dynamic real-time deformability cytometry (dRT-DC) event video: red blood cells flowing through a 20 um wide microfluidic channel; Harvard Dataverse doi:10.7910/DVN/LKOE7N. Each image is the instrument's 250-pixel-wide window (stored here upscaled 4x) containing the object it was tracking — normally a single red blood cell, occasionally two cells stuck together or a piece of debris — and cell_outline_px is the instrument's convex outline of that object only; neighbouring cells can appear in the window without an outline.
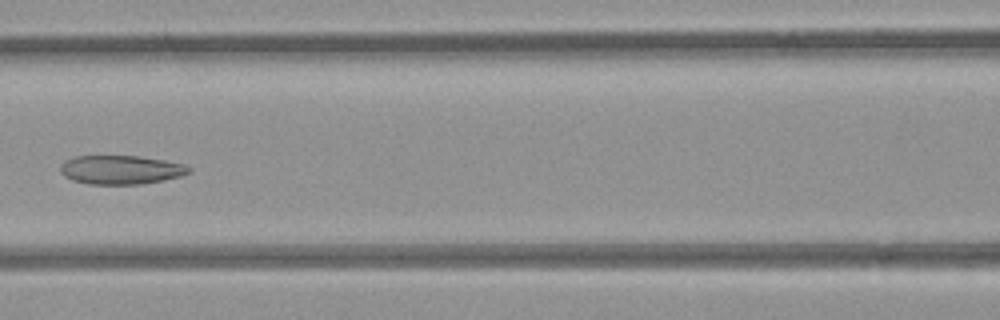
{"species": "common noctule bat (a hibernating species)", "species_latin": "Nyctalus noctula", "temperature_condition": "room temperature", "stored_images_in_passage": 6, "camera_frame_rate_fps": 3000, "um_per_image_px": 0.085, "animal": {"sex": "female", "body_mass_g": 21.9}, "frame": {"image": 1, "passage_image": 5, "time_ms": 1.333, "image_size_px": [1000, 320], "cell_outline_px": [[192, 172], [180, 176], [164, 180], [140, 184], [88, 184], [72, 180], [64, 176], [60, 172], [60, 164], [64, 160], [76, 156], [140, 156], [164, 160], [184, 164], [192, 168]], "centroid_in_image_um": [10.27, 14.43], "position_along_channel_um": 156.3, "area_um2": 21.79}}
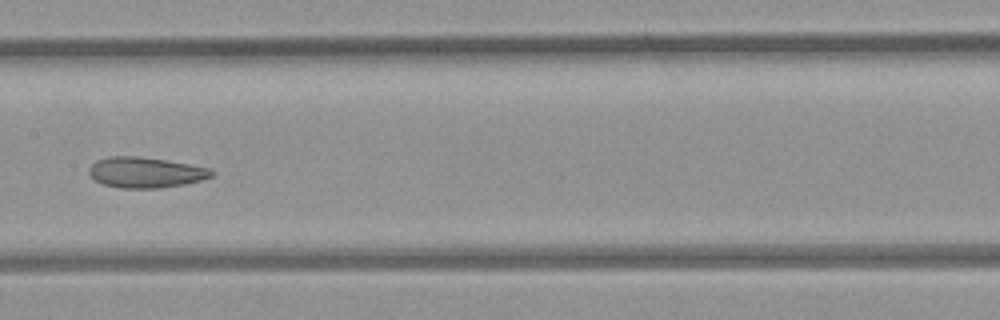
{"frame": {"image": 2, "passage_image": 6, "time_ms": 1.667, "image_size_px": [1000, 320], "cell_outline_px": [[216, 172], [212, 176], [200, 180], [184, 184], [160, 188], [124, 188], [104, 184], [96, 180], [88, 172], [88, 168], [96, 160], [108, 156], [140, 156], [212, 168]], "centroid_in_image_um": [12.38, 14.64], "position_along_channel_um": 195.0, "area_um2": 21.79}}